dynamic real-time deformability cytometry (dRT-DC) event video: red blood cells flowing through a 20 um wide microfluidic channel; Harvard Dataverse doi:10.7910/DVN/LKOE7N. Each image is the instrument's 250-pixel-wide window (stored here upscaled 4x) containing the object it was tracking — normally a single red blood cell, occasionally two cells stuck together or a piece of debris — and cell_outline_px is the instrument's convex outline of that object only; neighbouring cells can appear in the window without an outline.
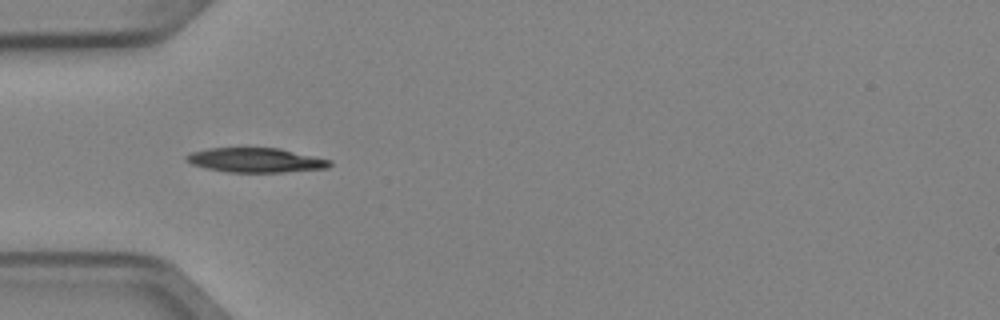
{"species": "Egyptian fruit bat (a non-hibernating species)", "species_latin": "Rousettus aegyptiacus", "temperature_condition": "cold", "stored_images_in_passage": 6, "camera_frame_rate_fps": 3000, "um_per_image_px": 0.085, "animal": {"sex": "female"}, "frame": {"image": 1, "passage_image": 3, "time_ms": 0.667, "image_size_px": [1000, 320], "cell_outline_px": [[332, 164], [328, 168], [284, 172], [228, 172], [208, 168], [192, 164], [184, 160], [184, 156], [192, 152], [208, 148], [280, 148], [332, 160]], "centroid_in_image_um": [21.75, 13.61], "position_along_channel_um": 63.2, "area_um2": 20.46}}
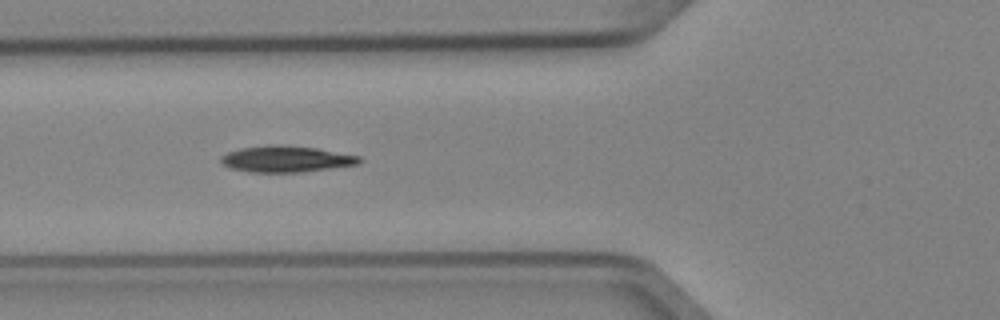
{"frame": {"image": 2, "passage_image": 4, "time_ms": 1.0, "image_size_px": [1000, 320], "cell_outline_px": [[360, 164], [300, 172], [248, 172], [232, 168], [224, 164], [220, 160], [220, 156], [228, 152], [240, 148], [276, 144], [316, 148], [360, 156]], "centroid_in_image_um": [24.31, 13.51], "position_along_channel_um": 101.5, "area_um2": 20.98}}
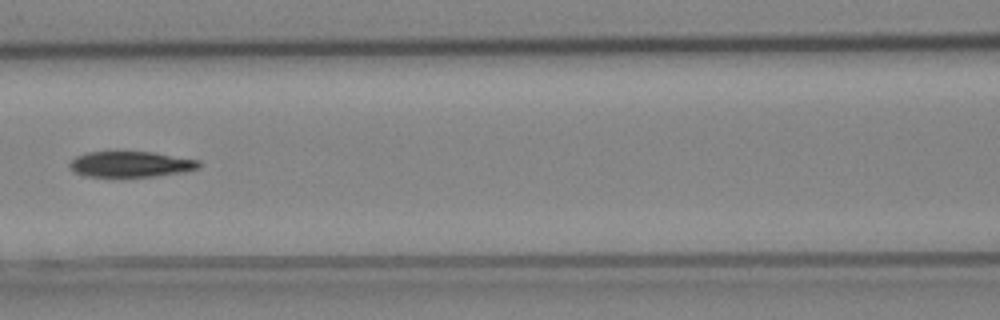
{"frame": {"image": 3, "passage_image": 5, "time_ms": 1.333, "image_size_px": [1000, 320], "cell_outline_px": [[200, 168], [184, 172], [156, 176], [84, 176], [76, 172], [68, 164], [76, 156], [88, 152], [152, 152], [200, 160]], "centroid_in_image_um": [11.16, 13.95], "position_along_channel_um": 155.4, "area_um2": 19.19}}